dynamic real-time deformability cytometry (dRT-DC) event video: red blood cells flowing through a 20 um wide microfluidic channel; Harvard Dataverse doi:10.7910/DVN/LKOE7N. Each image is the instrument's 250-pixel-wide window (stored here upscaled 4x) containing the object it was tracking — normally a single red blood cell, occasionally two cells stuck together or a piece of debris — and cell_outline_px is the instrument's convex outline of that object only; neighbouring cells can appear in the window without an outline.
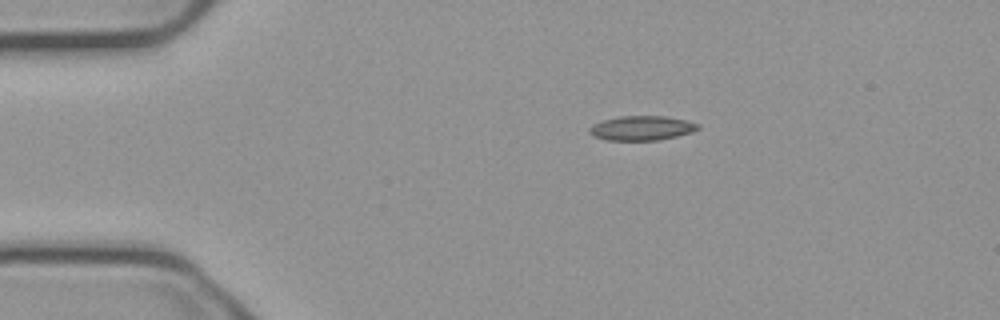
{"species": "common noctule bat (a hibernating species)", "species_latin": "Nyctalus noctula", "temperature_condition": "cold", "stored_images_in_passage": 8, "camera_frame_rate_fps": 3000, "um_per_image_px": 0.085, "animal": {"sex": "male", "body_mass_g": 23.1, "forearm_length_mm": 52.7}, "frame": {"image": 1, "passage_image": 1, "time_ms": 0.0, "image_size_px": [1000, 320], "cell_outline_px": [[700, 128], [692, 132], [676, 136], [656, 140], [608, 140], [592, 136], [588, 132], [588, 128], [592, 124], [604, 120], [620, 116], [664, 116], [684, 120], [700, 124]], "centroid_in_image_um": [54.51, 10.89], "position_along_channel_um": 30.5, "area_um2": 15.43}}